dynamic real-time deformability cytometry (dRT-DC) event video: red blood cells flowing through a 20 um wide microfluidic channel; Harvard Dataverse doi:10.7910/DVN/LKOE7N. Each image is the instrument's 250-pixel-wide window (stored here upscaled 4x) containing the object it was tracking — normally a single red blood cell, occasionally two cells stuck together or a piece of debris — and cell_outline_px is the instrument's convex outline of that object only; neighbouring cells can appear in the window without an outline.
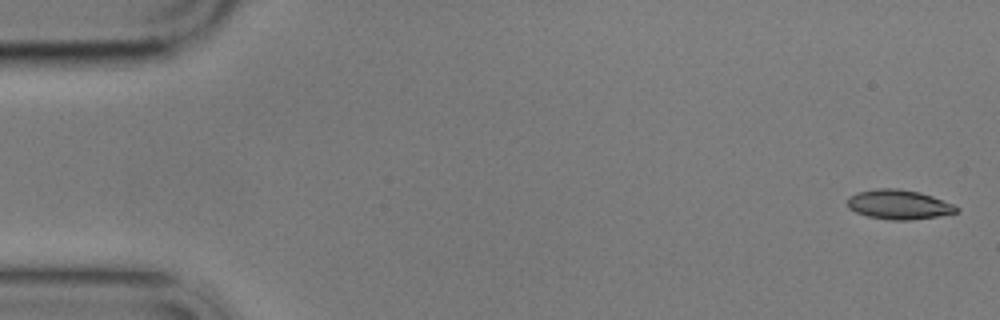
{"species": "common noctule bat (a hibernating species)", "species_latin": "Nyctalus noctula", "temperature_condition": "cold", "stored_images_in_passage": 5, "camera_frame_rate_fps": 3000, "um_per_image_px": 0.085, "animal": {"sex": "male", "body_mass_g": 17.9}, "frame": {"image": 1, "passage_image": 1, "time_ms": 0.0, "image_size_px": [1000, 320], "cell_outline_px": [[960, 208], [956, 212], [936, 216], [908, 220], [888, 220], [868, 216], [856, 212], [848, 208], [848, 196], [856, 192], [876, 188], [896, 188], [920, 192], [932, 196], [952, 204]], "centroid_in_image_um": [76.35, 17.37], "position_along_channel_um": 8.7, "area_um2": 18.67}}
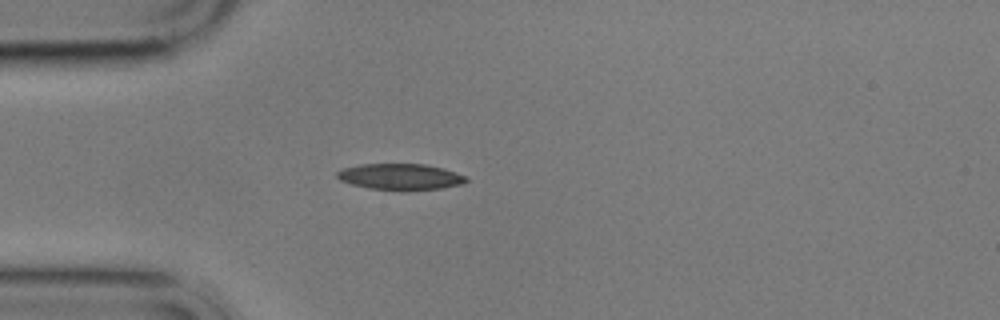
{"frame": {"image": 2, "passage_image": 5, "time_ms": 4.667, "image_size_px": [1000, 320], "cell_outline_px": [[468, 180], [464, 184], [440, 188], [368, 188], [352, 184], [340, 180], [336, 176], [336, 172], [340, 168], [360, 164], [424, 164], [444, 168], [464, 176]], "centroid_in_image_um": [33.98, 14.98], "position_along_channel_um": 51.0, "area_um2": 19.02}}